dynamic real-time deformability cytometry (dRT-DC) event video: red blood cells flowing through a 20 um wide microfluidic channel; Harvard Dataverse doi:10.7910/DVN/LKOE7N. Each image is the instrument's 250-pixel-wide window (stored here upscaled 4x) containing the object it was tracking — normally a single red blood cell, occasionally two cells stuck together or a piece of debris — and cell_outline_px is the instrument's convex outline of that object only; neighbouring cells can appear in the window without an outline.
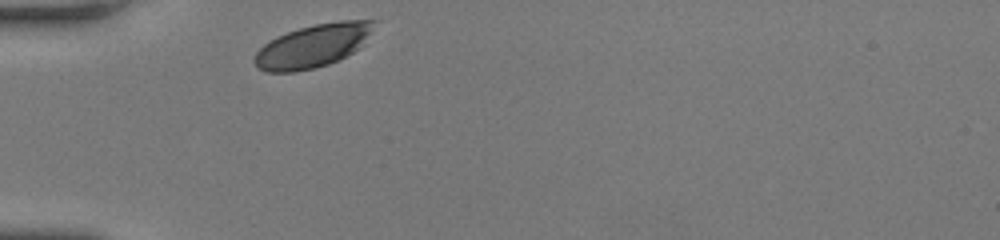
{"species": "human", "species_latin": "Homo sapiens", "temperature_condition": "room temperature", "stored_images_in_passage": 29, "camera_frame_rate_fps": 3000, "um_per_image_px": 0.085, "donor": {"sex": "female"}, "frame": {"image": 1, "passage_image": 1, "time_ms": 0.0, "image_size_px": [1000, 240], "cell_outline_px": [[380, 20], [360, 48], [328, 64], [316, 68], [292, 72], [264, 72], [252, 60], [256, 52], [264, 44], [276, 36], [300, 28], [316, 24], [340, 20]], "centroid_in_image_um": [26.62, 3.88], "position_along_channel_um": 58.4, "area_um2": 30.0}}
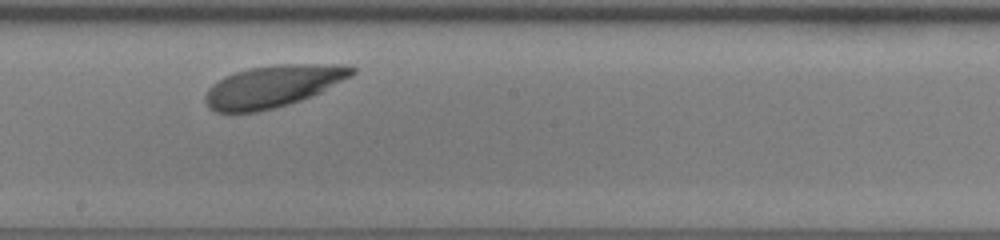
{"frame": {"image": 2, "passage_image": 16, "time_ms": 5.0, "image_size_px": [1000, 240], "cell_outline_px": [[356, 72], [352, 76], [312, 96], [276, 108], [256, 112], [216, 112], [208, 108], [204, 100], [204, 96], [208, 88], [212, 84], [224, 76], [248, 68], [276, 64], [348, 64], [356, 68]], "centroid_in_image_um": [23.2, 7.32], "position_along_channel_um": 225.0, "area_um2": 36.13}}
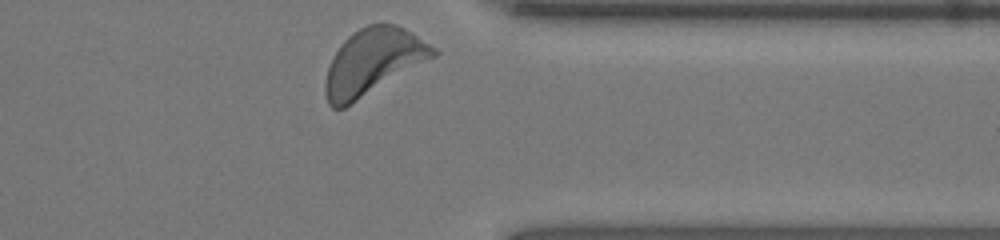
{"frame": {"image": 3, "passage_image": 29, "time_ms": 9.333, "image_size_px": [1000, 240], "cell_outline_px": [[440, 52], [436, 56], [344, 108], [332, 108], [328, 104], [324, 92], [324, 84], [328, 68], [340, 44], [352, 32], [368, 24], [396, 24], [412, 32], [436, 48]], "centroid_in_image_um": [31.71, 5.25], "position_along_channel_um": 379.7, "area_um2": 41.27}, "authors_computed_cell_mechanics": {"area_um2": 35.0846, "velocity_mm_per_s": 3.6055, "shape_relaxation_time_tau1_ms": null, "shape_relaxation_time_tau2_ms": 7.0816, "deformation_change_tau1": null, "deformation_change_tau2": 0.1893}}